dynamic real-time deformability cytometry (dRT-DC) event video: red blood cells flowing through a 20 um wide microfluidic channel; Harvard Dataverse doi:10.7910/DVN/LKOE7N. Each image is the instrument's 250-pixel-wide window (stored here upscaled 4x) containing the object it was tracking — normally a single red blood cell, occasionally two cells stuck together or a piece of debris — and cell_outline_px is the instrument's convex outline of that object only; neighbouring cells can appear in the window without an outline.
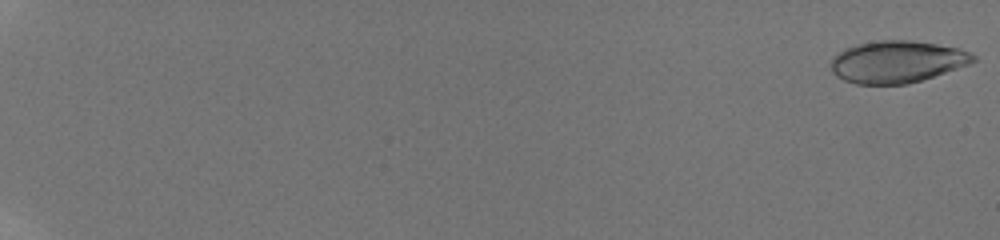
{"species": "human", "species_latin": "Homo sapiens", "temperature_condition": "room temperature", "stored_images_in_passage": 57, "camera_frame_rate_fps": 3000, "um_per_image_px": 0.085, "donor": {"sex": "male"}, "frame": {"image": 1, "passage_image": 1, "time_ms": 0.0, "image_size_px": [1000, 240], "cell_outline_px": [[976, 60], [968, 64], [908, 84], [856, 84], [844, 80], [836, 76], [832, 72], [832, 56], [844, 48], [856, 44], [880, 40], [912, 40], [936, 44], [956, 48], [968, 52], [976, 56]], "centroid_in_image_um": [76.19, 5.24], "position_along_channel_um": 8.8, "area_um2": 34.56}}
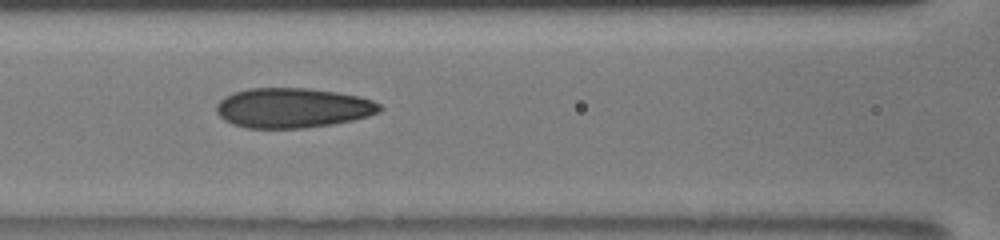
{"frame": {"image": 2, "passage_image": 30, "time_ms": 9.667, "image_size_px": [1000, 240], "cell_outline_px": [[384, 108], [380, 112], [368, 116], [352, 120], [332, 124], [304, 128], [248, 128], [232, 124], [224, 120], [216, 112], [216, 104], [224, 96], [248, 88], [308, 88], [336, 92], [360, 96], [372, 100], [380, 104]], "centroid_in_image_um": [24.89, 9.17], "position_along_channel_um": 141.7, "area_um2": 38.09}}
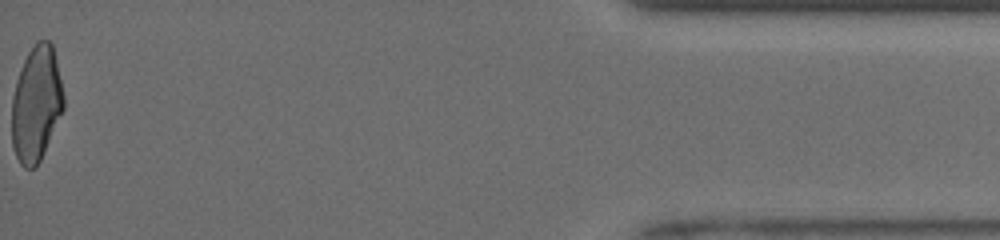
{"frame": {"image": 3, "passage_image": 57, "time_ms": 18.667, "image_size_px": [1000, 240], "cell_outline_px": [[64, 108], [44, 152], [40, 160], [32, 168], [24, 168], [20, 164], [16, 156], [12, 144], [12, 96], [16, 80], [20, 68], [28, 52], [36, 40], [48, 40], [52, 44], [56, 60], [64, 96]], "centroid_in_image_um": [3.07, 8.81], "position_along_channel_um": 432.1, "area_um2": 34.74}, "authors_computed_cell_mechanics": {"area_um2": 36.0094, "velocity_mm_per_s": 3.9832, "shape_relaxation_time_tau1_ms": null, "shape_relaxation_time_tau2_ms": 1.1483, "deformation_change_tau1": null, "deformation_change_tau2": 0.0708}}